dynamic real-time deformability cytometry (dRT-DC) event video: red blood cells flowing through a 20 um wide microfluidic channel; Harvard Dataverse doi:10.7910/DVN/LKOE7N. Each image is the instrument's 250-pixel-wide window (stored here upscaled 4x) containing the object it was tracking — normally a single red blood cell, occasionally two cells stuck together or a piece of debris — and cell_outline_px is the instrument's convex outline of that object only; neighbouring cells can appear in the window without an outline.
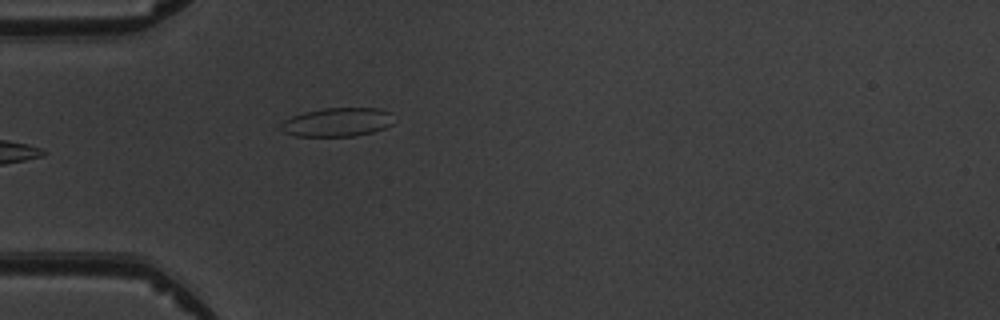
{"species": "common noctule bat (a hibernating species)", "species_latin": "Nyctalus noctula", "temperature_condition": "warm", "stored_images_in_passage": 7, "camera_frame_rate_fps": 3000, "um_per_image_px": 0.085, "animal": {"sex": "male", "body_mass_g": 19.5, "forearm_length_mm": 54.6}, "frame": {"image": 1, "passage_image": 7, "time_ms": 6.667, "image_size_px": [1000, 320], "cell_outline_px": [[392, 124], [384, 128], [372, 132], [352, 136], [296, 136], [284, 132], [280, 128], [280, 124], [284, 120], [292, 116], [304, 112], [324, 108], [376, 108], [392, 112]], "centroid_in_image_um": [28.66, 10.38], "position_along_channel_um": 56.3, "area_um2": 18.9}}